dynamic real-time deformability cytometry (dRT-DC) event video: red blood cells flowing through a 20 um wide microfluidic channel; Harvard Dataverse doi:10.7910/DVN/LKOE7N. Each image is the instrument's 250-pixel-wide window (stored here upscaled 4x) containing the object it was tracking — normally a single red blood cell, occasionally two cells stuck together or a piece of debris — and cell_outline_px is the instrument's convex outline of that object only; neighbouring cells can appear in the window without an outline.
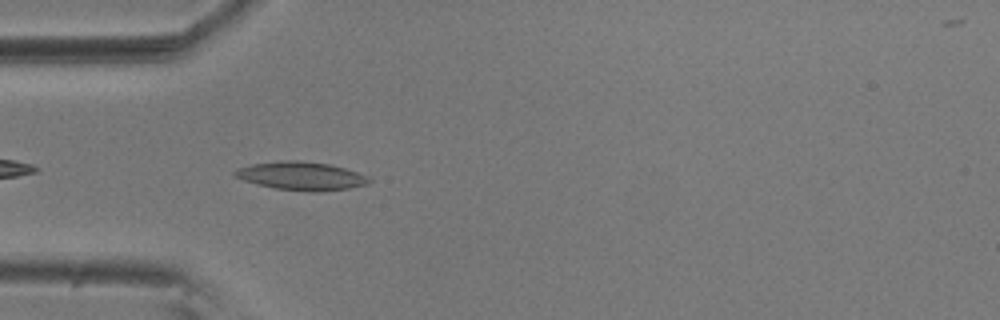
{"species": "common noctule bat (a hibernating species)", "species_latin": "Nyctalus noctula", "temperature_condition": "room temperature", "stored_images_in_passage": 40, "camera_frame_rate_fps": 3000, "um_per_image_px": 0.085, "animal": {"sex": "male", "body_mass_g": 20.5, "forearm_length_mm": 52.5}, "frame": {"image": 1, "passage_image": 3, "time_ms": 0.667, "image_size_px": [1000, 320], "cell_outline_px": [[372, 180], [368, 184], [348, 188], [320, 192], [308, 192], [276, 188], [256, 184], [244, 180], [236, 176], [232, 172], [236, 168], [252, 164], [280, 160], [296, 160], [328, 164], [344, 168], [372, 176]], "centroid_in_image_um": [25.64, 14.96], "position_along_channel_um": 59.4, "area_um2": 22.31}}
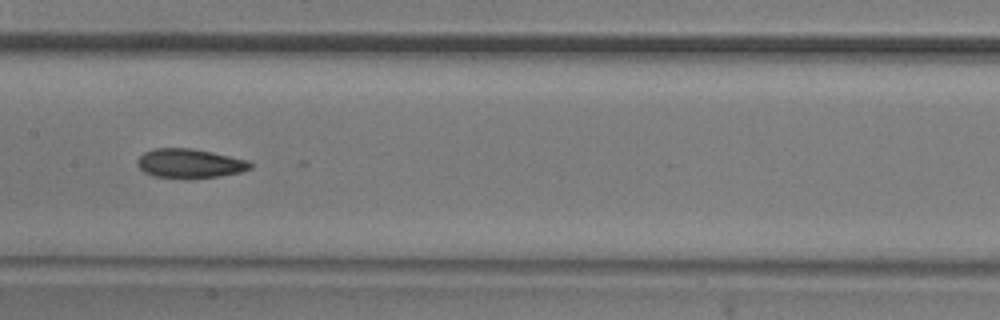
{"frame": {"image": 2, "passage_image": 14, "time_ms": 4.333, "image_size_px": [1000, 320], "cell_outline_px": [[252, 168], [240, 172], [220, 176], [188, 180], [152, 176], [144, 172], [136, 164], [136, 160], [144, 152], [152, 148], [192, 148], [212, 152], [248, 160], [252, 164]], "centroid_in_image_um": [16.09, 13.91], "position_along_channel_um": 191.3, "area_um2": 19.71}}
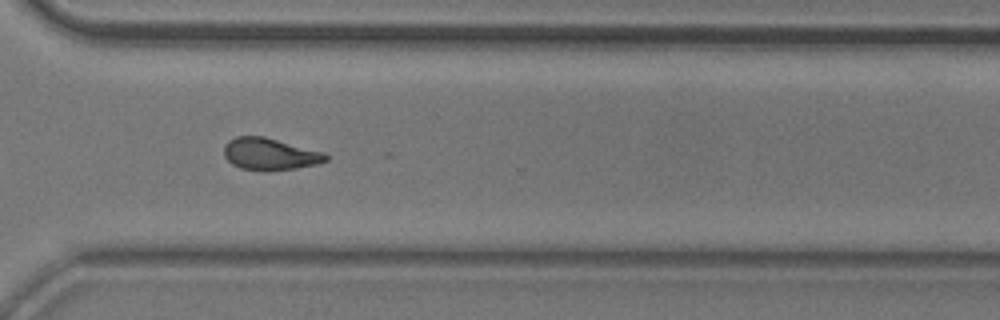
{"frame": {"image": 3, "passage_image": 27, "time_ms": 8.667, "image_size_px": [1000, 320], "cell_outline_px": [[328, 160], [316, 164], [296, 168], [264, 172], [240, 168], [232, 164], [224, 156], [224, 144], [228, 140], [236, 136], [264, 136], [324, 152], [328, 156]], "centroid_in_image_um": [22.91, 13.1], "position_along_channel_um": 347.7, "area_um2": 19.19}, "authors_computed_cell_mechanics": {"area_um2": 19.0162, "velocity_mm_per_s": 3.6234, "shape_relaxation_time_tau1_ms": 5.4636, "shape_relaxation_time_tau2_ms": 1.9024, "deformation_change_tau1": 0.1584, "deformation_change_tau2": 0.0805}}